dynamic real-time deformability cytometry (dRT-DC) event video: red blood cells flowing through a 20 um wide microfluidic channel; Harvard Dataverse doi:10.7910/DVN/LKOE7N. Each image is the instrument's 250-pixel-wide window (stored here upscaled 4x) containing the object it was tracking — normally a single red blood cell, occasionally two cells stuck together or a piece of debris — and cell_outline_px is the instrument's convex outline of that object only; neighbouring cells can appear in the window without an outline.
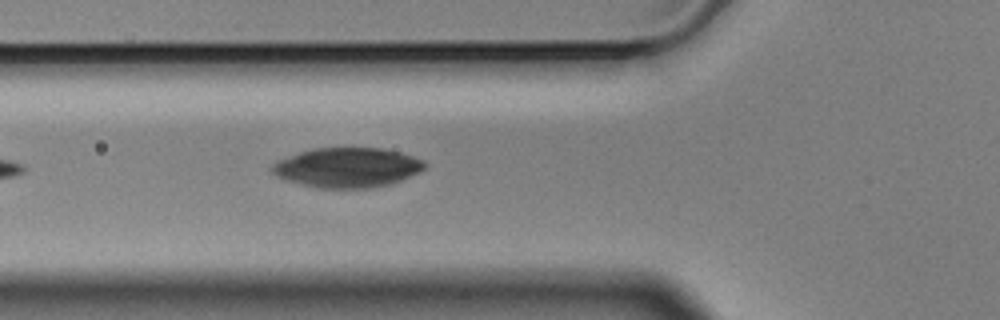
{"species": "Egyptian fruit bat (a non-hibernating species)", "species_latin": "Rousettus aegyptiacus", "temperature_condition": "cold", "stored_images_in_passage": 5, "camera_frame_rate_fps": 3000, "um_per_image_px": 0.085, "animal": {"sex": "male"}, "frame": {"image": 1, "passage_image": 5, "time_ms": 1.333, "image_size_px": [1000, 320], "cell_outline_px": [[428, 164], [420, 172], [400, 180], [388, 184], [372, 188], [320, 188], [288, 180], [276, 176], [268, 168], [276, 160], [312, 148], [384, 148], [400, 152], [424, 160]], "centroid_in_image_um": [29.52, 14.23], "position_along_channel_um": 96.3, "area_um2": 35.37}}